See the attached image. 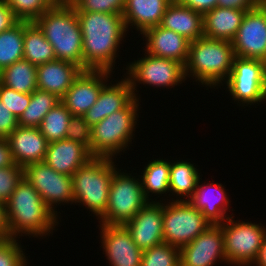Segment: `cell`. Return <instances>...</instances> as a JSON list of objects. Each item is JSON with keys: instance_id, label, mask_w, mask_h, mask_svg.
Returning <instances> with one entry per match:
<instances>
[{"instance_id": "15", "label": "cell", "mask_w": 266, "mask_h": 266, "mask_svg": "<svg viewBox=\"0 0 266 266\" xmlns=\"http://www.w3.org/2000/svg\"><path fill=\"white\" fill-rule=\"evenodd\" d=\"M97 226L101 230L100 247L110 266H141L143 250L133 241L125 225Z\"/></svg>"}, {"instance_id": "29", "label": "cell", "mask_w": 266, "mask_h": 266, "mask_svg": "<svg viewBox=\"0 0 266 266\" xmlns=\"http://www.w3.org/2000/svg\"><path fill=\"white\" fill-rule=\"evenodd\" d=\"M23 59L36 66L56 59L53 46L35 22L24 21Z\"/></svg>"}, {"instance_id": "22", "label": "cell", "mask_w": 266, "mask_h": 266, "mask_svg": "<svg viewBox=\"0 0 266 266\" xmlns=\"http://www.w3.org/2000/svg\"><path fill=\"white\" fill-rule=\"evenodd\" d=\"M92 158L84 145L63 139L48 143L43 162L58 173L72 176Z\"/></svg>"}, {"instance_id": "40", "label": "cell", "mask_w": 266, "mask_h": 266, "mask_svg": "<svg viewBox=\"0 0 266 266\" xmlns=\"http://www.w3.org/2000/svg\"><path fill=\"white\" fill-rule=\"evenodd\" d=\"M66 131V139L84 145L90 152L91 127L83 116L72 115Z\"/></svg>"}, {"instance_id": "43", "label": "cell", "mask_w": 266, "mask_h": 266, "mask_svg": "<svg viewBox=\"0 0 266 266\" xmlns=\"http://www.w3.org/2000/svg\"><path fill=\"white\" fill-rule=\"evenodd\" d=\"M181 5L204 15L217 7L218 0H177Z\"/></svg>"}, {"instance_id": "45", "label": "cell", "mask_w": 266, "mask_h": 266, "mask_svg": "<svg viewBox=\"0 0 266 266\" xmlns=\"http://www.w3.org/2000/svg\"><path fill=\"white\" fill-rule=\"evenodd\" d=\"M12 152L9 148L8 141L0 138V168L14 165Z\"/></svg>"}, {"instance_id": "46", "label": "cell", "mask_w": 266, "mask_h": 266, "mask_svg": "<svg viewBox=\"0 0 266 266\" xmlns=\"http://www.w3.org/2000/svg\"><path fill=\"white\" fill-rule=\"evenodd\" d=\"M10 239L6 204L0 202V241Z\"/></svg>"}, {"instance_id": "41", "label": "cell", "mask_w": 266, "mask_h": 266, "mask_svg": "<svg viewBox=\"0 0 266 266\" xmlns=\"http://www.w3.org/2000/svg\"><path fill=\"white\" fill-rule=\"evenodd\" d=\"M18 127V118L0 99V138L6 139Z\"/></svg>"}, {"instance_id": "8", "label": "cell", "mask_w": 266, "mask_h": 266, "mask_svg": "<svg viewBox=\"0 0 266 266\" xmlns=\"http://www.w3.org/2000/svg\"><path fill=\"white\" fill-rule=\"evenodd\" d=\"M144 55V56H143ZM127 62L124 75L129 79L134 96L140 100L138 85L151 86L155 89L174 88L186 81L184 65L176 60L160 58L148 53Z\"/></svg>"}, {"instance_id": "27", "label": "cell", "mask_w": 266, "mask_h": 266, "mask_svg": "<svg viewBox=\"0 0 266 266\" xmlns=\"http://www.w3.org/2000/svg\"><path fill=\"white\" fill-rule=\"evenodd\" d=\"M194 164L189 160L170 161L169 196L164 199L161 197L159 201H188L193 196L199 179L202 180L199 169Z\"/></svg>"}, {"instance_id": "17", "label": "cell", "mask_w": 266, "mask_h": 266, "mask_svg": "<svg viewBox=\"0 0 266 266\" xmlns=\"http://www.w3.org/2000/svg\"><path fill=\"white\" fill-rule=\"evenodd\" d=\"M125 227L141 250L163 243V201H148Z\"/></svg>"}, {"instance_id": "48", "label": "cell", "mask_w": 266, "mask_h": 266, "mask_svg": "<svg viewBox=\"0 0 266 266\" xmlns=\"http://www.w3.org/2000/svg\"><path fill=\"white\" fill-rule=\"evenodd\" d=\"M51 6H71L73 0H47Z\"/></svg>"}, {"instance_id": "5", "label": "cell", "mask_w": 266, "mask_h": 266, "mask_svg": "<svg viewBox=\"0 0 266 266\" xmlns=\"http://www.w3.org/2000/svg\"><path fill=\"white\" fill-rule=\"evenodd\" d=\"M139 101L141 100L135 97L124 109L112 113L91 127L90 153L93 157L116 159L123 155L122 152L130 149L136 125H139Z\"/></svg>"}, {"instance_id": "23", "label": "cell", "mask_w": 266, "mask_h": 266, "mask_svg": "<svg viewBox=\"0 0 266 266\" xmlns=\"http://www.w3.org/2000/svg\"><path fill=\"white\" fill-rule=\"evenodd\" d=\"M83 70L67 61L55 59L37 66V89L57 95L60 99Z\"/></svg>"}, {"instance_id": "38", "label": "cell", "mask_w": 266, "mask_h": 266, "mask_svg": "<svg viewBox=\"0 0 266 266\" xmlns=\"http://www.w3.org/2000/svg\"><path fill=\"white\" fill-rule=\"evenodd\" d=\"M22 178L23 167L17 164L0 168V202L6 204Z\"/></svg>"}, {"instance_id": "49", "label": "cell", "mask_w": 266, "mask_h": 266, "mask_svg": "<svg viewBox=\"0 0 266 266\" xmlns=\"http://www.w3.org/2000/svg\"><path fill=\"white\" fill-rule=\"evenodd\" d=\"M265 63H266V47H265Z\"/></svg>"}, {"instance_id": "36", "label": "cell", "mask_w": 266, "mask_h": 266, "mask_svg": "<svg viewBox=\"0 0 266 266\" xmlns=\"http://www.w3.org/2000/svg\"><path fill=\"white\" fill-rule=\"evenodd\" d=\"M21 245V240L8 239L0 241V266H27L28 256L25 248Z\"/></svg>"}, {"instance_id": "35", "label": "cell", "mask_w": 266, "mask_h": 266, "mask_svg": "<svg viewBox=\"0 0 266 266\" xmlns=\"http://www.w3.org/2000/svg\"><path fill=\"white\" fill-rule=\"evenodd\" d=\"M19 21L35 22L51 5L47 0H6Z\"/></svg>"}, {"instance_id": "11", "label": "cell", "mask_w": 266, "mask_h": 266, "mask_svg": "<svg viewBox=\"0 0 266 266\" xmlns=\"http://www.w3.org/2000/svg\"><path fill=\"white\" fill-rule=\"evenodd\" d=\"M211 225L189 201H163L164 243L181 248Z\"/></svg>"}, {"instance_id": "3", "label": "cell", "mask_w": 266, "mask_h": 266, "mask_svg": "<svg viewBox=\"0 0 266 266\" xmlns=\"http://www.w3.org/2000/svg\"><path fill=\"white\" fill-rule=\"evenodd\" d=\"M234 57L230 41L204 36L192 41L184 65L186 80L190 78L207 89L223 87L231 73Z\"/></svg>"}, {"instance_id": "33", "label": "cell", "mask_w": 266, "mask_h": 266, "mask_svg": "<svg viewBox=\"0 0 266 266\" xmlns=\"http://www.w3.org/2000/svg\"><path fill=\"white\" fill-rule=\"evenodd\" d=\"M71 116V112L62 102H59L44 116L38 128L48 143L66 139Z\"/></svg>"}, {"instance_id": "6", "label": "cell", "mask_w": 266, "mask_h": 266, "mask_svg": "<svg viewBox=\"0 0 266 266\" xmlns=\"http://www.w3.org/2000/svg\"><path fill=\"white\" fill-rule=\"evenodd\" d=\"M116 159L93 157L72 175L74 205L84 207L100 220L107 209L109 188Z\"/></svg>"}, {"instance_id": "19", "label": "cell", "mask_w": 266, "mask_h": 266, "mask_svg": "<svg viewBox=\"0 0 266 266\" xmlns=\"http://www.w3.org/2000/svg\"><path fill=\"white\" fill-rule=\"evenodd\" d=\"M123 77L119 81L114 80L116 83L113 80L108 81L102 87L97 101L83 115L90 127L112 113L124 109L135 98L129 79L124 75Z\"/></svg>"}, {"instance_id": "28", "label": "cell", "mask_w": 266, "mask_h": 266, "mask_svg": "<svg viewBox=\"0 0 266 266\" xmlns=\"http://www.w3.org/2000/svg\"><path fill=\"white\" fill-rule=\"evenodd\" d=\"M169 174L170 160L166 158L151 159L145 164L139 176L143 194L148 201L157 202L158 197L169 195ZM152 195L156 198L153 199Z\"/></svg>"}, {"instance_id": "42", "label": "cell", "mask_w": 266, "mask_h": 266, "mask_svg": "<svg viewBox=\"0 0 266 266\" xmlns=\"http://www.w3.org/2000/svg\"><path fill=\"white\" fill-rule=\"evenodd\" d=\"M18 22L6 0H0V33L11 29Z\"/></svg>"}, {"instance_id": "20", "label": "cell", "mask_w": 266, "mask_h": 266, "mask_svg": "<svg viewBox=\"0 0 266 266\" xmlns=\"http://www.w3.org/2000/svg\"><path fill=\"white\" fill-rule=\"evenodd\" d=\"M141 35L142 40H145L144 52L160 58L173 59L185 65L190 46V41L186 38L160 25L146 29Z\"/></svg>"}, {"instance_id": "39", "label": "cell", "mask_w": 266, "mask_h": 266, "mask_svg": "<svg viewBox=\"0 0 266 266\" xmlns=\"http://www.w3.org/2000/svg\"><path fill=\"white\" fill-rule=\"evenodd\" d=\"M0 99L10 111L19 118L30 104L31 94L19 93L0 83Z\"/></svg>"}, {"instance_id": "31", "label": "cell", "mask_w": 266, "mask_h": 266, "mask_svg": "<svg viewBox=\"0 0 266 266\" xmlns=\"http://www.w3.org/2000/svg\"><path fill=\"white\" fill-rule=\"evenodd\" d=\"M59 102L61 99L57 95L36 89L31 93L30 104L18 118V126L39 127L44 116Z\"/></svg>"}, {"instance_id": "16", "label": "cell", "mask_w": 266, "mask_h": 266, "mask_svg": "<svg viewBox=\"0 0 266 266\" xmlns=\"http://www.w3.org/2000/svg\"><path fill=\"white\" fill-rule=\"evenodd\" d=\"M113 73L115 72L106 70L82 71L61 98V102L71 115L83 116L97 101L102 87L113 77Z\"/></svg>"}, {"instance_id": "47", "label": "cell", "mask_w": 266, "mask_h": 266, "mask_svg": "<svg viewBox=\"0 0 266 266\" xmlns=\"http://www.w3.org/2000/svg\"><path fill=\"white\" fill-rule=\"evenodd\" d=\"M252 266H266V237L260 248L259 255Z\"/></svg>"}, {"instance_id": "1", "label": "cell", "mask_w": 266, "mask_h": 266, "mask_svg": "<svg viewBox=\"0 0 266 266\" xmlns=\"http://www.w3.org/2000/svg\"><path fill=\"white\" fill-rule=\"evenodd\" d=\"M82 33L83 71L114 72L128 33L122 14L76 11Z\"/></svg>"}, {"instance_id": "14", "label": "cell", "mask_w": 266, "mask_h": 266, "mask_svg": "<svg viewBox=\"0 0 266 266\" xmlns=\"http://www.w3.org/2000/svg\"><path fill=\"white\" fill-rule=\"evenodd\" d=\"M218 262L227 263L224 236L219 224H212L180 248V266H214Z\"/></svg>"}, {"instance_id": "4", "label": "cell", "mask_w": 266, "mask_h": 266, "mask_svg": "<svg viewBox=\"0 0 266 266\" xmlns=\"http://www.w3.org/2000/svg\"><path fill=\"white\" fill-rule=\"evenodd\" d=\"M35 23L53 46L56 59L71 62L83 70V38L73 5L51 6Z\"/></svg>"}, {"instance_id": "21", "label": "cell", "mask_w": 266, "mask_h": 266, "mask_svg": "<svg viewBox=\"0 0 266 266\" xmlns=\"http://www.w3.org/2000/svg\"><path fill=\"white\" fill-rule=\"evenodd\" d=\"M6 140L18 166L43 162L48 142L38 127L18 126Z\"/></svg>"}, {"instance_id": "7", "label": "cell", "mask_w": 266, "mask_h": 266, "mask_svg": "<svg viewBox=\"0 0 266 266\" xmlns=\"http://www.w3.org/2000/svg\"><path fill=\"white\" fill-rule=\"evenodd\" d=\"M121 170L118 168L113 174L107 209L99 224L125 225L148 202L143 194L140 176Z\"/></svg>"}, {"instance_id": "44", "label": "cell", "mask_w": 266, "mask_h": 266, "mask_svg": "<svg viewBox=\"0 0 266 266\" xmlns=\"http://www.w3.org/2000/svg\"><path fill=\"white\" fill-rule=\"evenodd\" d=\"M261 3L260 0H218L217 6L234 9H254Z\"/></svg>"}, {"instance_id": "2", "label": "cell", "mask_w": 266, "mask_h": 266, "mask_svg": "<svg viewBox=\"0 0 266 266\" xmlns=\"http://www.w3.org/2000/svg\"><path fill=\"white\" fill-rule=\"evenodd\" d=\"M10 239H45L53 235L59 218L47 207L37 190L23 177L6 202Z\"/></svg>"}, {"instance_id": "32", "label": "cell", "mask_w": 266, "mask_h": 266, "mask_svg": "<svg viewBox=\"0 0 266 266\" xmlns=\"http://www.w3.org/2000/svg\"><path fill=\"white\" fill-rule=\"evenodd\" d=\"M24 21L0 33V72L23 59Z\"/></svg>"}, {"instance_id": "24", "label": "cell", "mask_w": 266, "mask_h": 266, "mask_svg": "<svg viewBox=\"0 0 266 266\" xmlns=\"http://www.w3.org/2000/svg\"><path fill=\"white\" fill-rule=\"evenodd\" d=\"M173 0H125L122 16L127 30L135 29L141 35L146 29L161 24L167 7Z\"/></svg>"}, {"instance_id": "10", "label": "cell", "mask_w": 266, "mask_h": 266, "mask_svg": "<svg viewBox=\"0 0 266 266\" xmlns=\"http://www.w3.org/2000/svg\"><path fill=\"white\" fill-rule=\"evenodd\" d=\"M224 84L235 104L241 107L259 106L266 100V63L260 59L235 56L231 73Z\"/></svg>"}, {"instance_id": "9", "label": "cell", "mask_w": 266, "mask_h": 266, "mask_svg": "<svg viewBox=\"0 0 266 266\" xmlns=\"http://www.w3.org/2000/svg\"><path fill=\"white\" fill-rule=\"evenodd\" d=\"M219 225L224 236L227 265L252 266L266 237V227L262 223L235 220L234 215Z\"/></svg>"}, {"instance_id": "34", "label": "cell", "mask_w": 266, "mask_h": 266, "mask_svg": "<svg viewBox=\"0 0 266 266\" xmlns=\"http://www.w3.org/2000/svg\"><path fill=\"white\" fill-rule=\"evenodd\" d=\"M141 266H180V248L163 242L145 249Z\"/></svg>"}, {"instance_id": "18", "label": "cell", "mask_w": 266, "mask_h": 266, "mask_svg": "<svg viewBox=\"0 0 266 266\" xmlns=\"http://www.w3.org/2000/svg\"><path fill=\"white\" fill-rule=\"evenodd\" d=\"M225 186L214 181L206 182L199 179L193 196L188 200L212 224H222L234 214L231 211V200ZM228 195V196H227Z\"/></svg>"}, {"instance_id": "30", "label": "cell", "mask_w": 266, "mask_h": 266, "mask_svg": "<svg viewBox=\"0 0 266 266\" xmlns=\"http://www.w3.org/2000/svg\"><path fill=\"white\" fill-rule=\"evenodd\" d=\"M36 73V65L21 59L0 72V83L19 93L31 94L37 89Z\"/></svg>"}, {"instance_id": "12", "label": "cell", "mask_w": 266, "mask_h": 266, "mask_svg": "<svg viewBox=\"0 0 266 266\" xmlns=\"http://www.w3.org/2000/svg\"><path fill=\"white\" fill-rule=\"evenodd\" d=\"M23 177L37 190L43 202L59 219L62 216L56 207L74 205L72 176L58 173L46 163L38 162L26 165L23 168Z\"/></svg>"}, {"instance_id": "13", "label": "cell", "mask_w": 266, "mask_h": 266, "mask_svg": "<svg viewBox=\"0 0 266 266\" xmlns=\"http://www.w3.org/2000/svg\"><path fill=\"white\" fill-rule=\"evenodd\" d=\"M232 46L236 57L265 62L266 3L246 11Z\"/></svg>"}, {"instance_id": "25", "label": "cell", "mask_w": 266, "mask_h": 266, "mask_svg": "<svg viewBox=\"0 0 266 266\" xmlns=\"http://www.w3.org/2000/svg\"><path fill=\"white\" fill-rule=\"evenodd\" d=\"M251 9H234L215 7L203 15V35L211 39L230 41L235 38L246 11Z\"/></svg>"}, {"instance_id": "26", "label": "cell", "mask_w": 266, "mask_h": 266, "mask_svg": "<svg viewBox=\"0 0 266 266\" xmlns=\"http://www.w3.org/2000/svg\"><path fill=\"white\" fill-rule=\"evenodd\" d=\"M160 26L192 42L203 37V15L181 5L177 0L167 7Z\"/></svg>"}, {"instance_id": "37", "label": "cell", "mask_w": 266, "mask_h": 266, "mask_svg": "<svg viewBox=\"0 0 266 266\" xmlns=\"http://www.w3.org/2000/svg\"><path fill=\"white\" fill-rule=\"evenodd\" d=\"M75 11L122 14L125 0H77Z\"/></svg>"}]
</instances>
